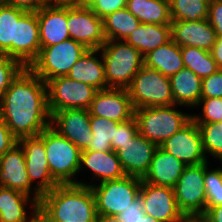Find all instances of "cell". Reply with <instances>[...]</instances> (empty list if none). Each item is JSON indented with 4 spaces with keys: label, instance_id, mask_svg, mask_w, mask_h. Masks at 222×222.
<instances>
[{
    "label": "cell",
    "instance_id": "obj_1",
    "mask_svg": "<svg viewBox=\"0 0 222 222\" xmlns=\"http://www.w3.org/2000/svg\"><path fill=\"white\" fill-rule=\"evenodd\" d=\"M0 117L17 140L38 136L51 126L46 83L24 68L3 94Z\"/></svg>",
    "mask_w": 222,
    "mask_h": 222
},
{
    "label": "cell",
    "instance_id": "obj_2",
    "mask_svg": "<svg viewBox=\"0 0 222 222\" xmlns=\"http://www.w3.org/2000/svg\"><path fill=\"white\" fill-rule=\"evenodd\" d=\"M38 209L51 222H89L97 219L95 197L90 186L58 185L41 196Z\"/></svg>",
    "mask_w": 222,
    "mask_h": 222
},
{
    "label": "cell",
    "instance_id": "obj_3",
    "mask_svg": "<svg viewBox=\"0 0 222 222\" xmlns=\"http://www.w3.org/2000/svg\"><path fill=\"white\" fill-rule=\"evenodd\" d=\"M99 52L104 63L107 88L127 89L144 66V56L125 41H106Z\"/></svg>",
    "mask_w": 222,
    "mask_h": 222
},
{
    "label": "cell",
    "instance_id": "obj_4",
    "mask_svg": "<svg viewBox=\"0 0 222 222\" xmlns=\"http://www.w3.org/2000/svg\"><path fill=\"white\" fill-rule=\"evenodd\" d=\"M39 136L44 140L46 159L53 179L59 185L77 184L74 176L79 173L82 151L51 126Z\"/></svg>",
    "mask_w": 222,
    "mask_h": 222
},
{
    "label": "cell",
    "instance_id": "obj_5",
    "mask_svg": "<svg viewBox=\"0 0 222 222\" xmlns=\"http://www.w3.org/2000/svg\"><path fill=\"white\" fill-rule=\"evenodd\" d=\"M175 104L135 109L138 133L160 146L192 120V114L175 109Z\"/></svg>",
    "mask_w": 222,
    "mask_h": 222
},
{
    "label": "cell",
    "instance_id": "obj_6",
    "mask_svg": "<svg viewBox=\"0 0 222 222\" xmlns=\"http://www.w3.org/2000/svg\"><path fill=\"white\" fill-rule=\"evenodd\" d=\"M142 178L128 176L117 180H108L97 183H83L77 185L90 186L95 197L97 214L118 216L139 197Z\"/></svg>",
    "mask_w": 222,
    "mask_h": 222
},
{
    "label": "cell",
    "instance_id": "obj_7",
    "mask_svg": "<svg viewBox=\"0 0 222 222\" xmlns=\"http://www.w3.org/2000/svg\"><path fill=\"white\" fill-rule=\"evenodd\" d=\"M87 51L83 44L70 38L53 46L41 47L28 68L46 83L50 79L67 76Z\"/></svg>",
    "mask_w": 222,
    "mask_h": 222
},
{
    "label": "cell",
    "instance_id": "obj_8",
    "mask_svg": "<svg viewBox=\"0 0 222 222\" xmlns=\"http://www.w3.org/2000/svg\"><path fill=\"white\" fill-rule=\"evenodd\" d=\"M134 109L174 105L169 77L143 66L127 88Z\"/></svg>",
    "mask_w": 222,
    "mask_h": 222
},
{
    "label": "cell",
    "instance_id": "obj_9",
    "mask_svg": "<svg viewBox=\"0 0 222 222\" xmlns=\"http://www.w3.org/2000/svg\"><path fill=\"white\" fill-rule=\"evenodd\" d=\"M48 110L50 115L66 109L89 110L97 89L77 82L68 76L50 79L46 82Z\"/></svg>",
    "mask_w": 222,
    "mask_h": 222
},
{
    "label": "cell",
    "instance_id": "obj_10",
    "mask_svg": "<svg viewBox=\"0 0 222 222\" xmlns=\"http://www.w3.org/2000/svg\"><path fill=\"white\" fill-rule=\"evenodd\" d=\"M173 189L177 206L187 219L206 213L204 163L185 166Z\"/></svg>",
    "mask_w": 222,
    "mask_h": 222
},
{
    "label": "cell",
    "instance_id": "obj_11",
    "mask_svg": "<svg viewBox=\"0 0 222 222\" xmlns=\"http://www.w3.org/2000/svg\"><path fill=\"white\" fill-rule=\"evenodd\" d=\"M17 143L24 152L26 170L31 184L37 180V185H33L35 190H33L32 198L39 203L43 194L59 185L49 170L44 140L38 135L21 138L17 140Z\"/></svg>",
    "mask_w": 222,
    "mask_h": 222
},
{
    "label": "cell",
    "instance_id": "obj_12",
    "mask_svg": "<svg viewBox=\"0 0 222 222\" xmlns=\"http://www.w3.org/2000/svg\"><path fill=\"white\" fill-rule=\"evenodd\" d=\"M67 24L70 38L87 49H100L106 42L103 19L88 6H67Z\"/></svg>",
    "mask_w": 222,
    "mask_h": 222
},
{
    "label": "cell",
    "instance_id": "obj_13",
    "mask_svg": "<svg viewBox=\"0 0 222 222\" xmlns=\"http://www.w3.org/2000/svg\"><path fill=\"white\" fill-rule=\"evenodd\" d=\"M139 196L144 213L160 222H187L177 206L174 189L142 181Z\"/></svg>",
    "mask_w": 222,
    "mask_h": 222
},
{
    "label": "cell",
    "instance_id": "obj_14",
    "mask_svg": "<svg viewBox=\"0 0 222 222\" xmlns=\"http://www.w3.org/2000/svg\"><path fill=\"white\" fill-rule=\"evenodd\" d=\"M160 147L186 166L208 162L203 151L200 130L193 120L164 141Z\"/></svg>",
    "mask_w": 222,
    "mask_h": 222
},
{
    "label": "cell",
    "instance_id": "obj_15",
    "mask_svg": "<svg viewBox=\"0 0 222 222\" xmlns=\"http://www.w3.org/2000/svg\"><path fill=\"white\" fill-rule=\"evenodd\" d=\"M51 127L81 151L89 147L93 138L90 112L86 109H66L54 112L51 115Z\"/></svg>",
    "mask_w": 222,
    "mask_h": 222
},
{
    "label": "cell",
    "instance_id": "obj_16",
    "mask_svg": "<svg viewBox=\"0 0 222 222\" xmlns=\"http://www.w3.org/2000/svg\"><path fill=\"white\" fill-rule=\"evenodd\" d=\"M89 112L91 116L124 122L134 117L135 109L127 89L106 88L97 90Z\"/></svg>",
    "mask_w": 222,
    "mask_h": 222
},
{
    "label": "cell",
    "instance_id": "obj_17",
    "mask_svg": "<svg viewBox=\"0 0 222 222\" xmlns=\"http://www.w3.org/2000/svg\"><path fill=\"white\" fill-rule=\"evenodd\" d=\"M158 146L137 133L116 151L126 175L143 178Z\"/></svg>",
    "mask_w": 222,
    "mask_h": 222
},
{
    "label": "cell",
    "instance_id": "obj_18",
    "mask_svg": "<svg viewBox=\"0 0 222 222\" xmlns=\"http://www.w3.org/2000/svg\"><path fill=\"white\" fill-rule=\"evenodd\" d=\"M0 186L32 198L33 186L27 174L24 152L18 143L0 157Z\"/></svg>",
    "mask_w": 222,
    "mask_h": 222
},
{
    "label": "cell",
    "instance_id": "obj_19",
    "mask_svg": "<svg viewBox=\"0 0 222 222\" xmlns=\"http://www.w3.org/2000/svg\"><path fill=\"white\" fill-rule=\"evenodd\" d=\"M41 47L53 46L70 39L67 6L43 5L37 11Z\"/></svg>",
    "mask_w": 222,
    "mask_h": 222
},
{
    "label": "cell",
    "instance_id": "obj_20",
    "mask_svg": "<svg viewBox=\"0 0 222 222\" xmlns=\"http://www.w3.org/2000/svg\"><path fill=\"white\" fill-rule=\"evenodd\" d=\"M171 39L180 47L190 46L211 51L216 33L208 19L199 21H172Z\"/></svg>",
    "mask_w": 222,
    "mask_h": 222
},
{
    "label": "cell",
    "instance_id": "obj_21",
    "mask_svg": "<svg viewBox=\"0 0 222 222\" xmlns=\"http://www.w3.org/2000/svg\"><path fill=\"white\" fill-rule=\"evenodd\" d=\"M40 49L37 12H26L17 22L16 60L28 68Z\"/></svg>",
    "mask_w": 222,
    "mask_h": 222
},
{
    "label": "cell",
    "instance_id": "obj_22",
    "mask_svg": "<svg viewBox=\"0 0 222 222\" xmlns=\"http://www.w3.org/2000/svg\"><path fill=\"white\" fill-rule=\"evenodd\" d=\"M186 165L160 146L154 152L148 172L142 181L156 186L174 187Z\"/></svg>",
    "mask_w": 222,
    "mask_h": 222
},
{
    "label": "cell",
    "instance_id": "obj_23",
    "mask_svg": "<svg viewBox=\"0 0 222 222\" xmlns=\"http://www.w3.org/2000/svg\"><path fill=\"white\" fill-rule=\"evenodd\" d=\"M88 168L93 172V179L100 183L108 180H117L126 176L121 162L114 151H91L81 152L79 172Z\"/></svg>",
    "mask_w": 222,
    "mask_h": 222
},
{
    "label": "cell",
    "instance_id": "obj_24",
    "mask_svg": "<svg viewBox=\"0 0 222 222\" xmlns=\"http://www.w3.org/2000/svg\"><path fill=\"white\" fill-rule=\"evenodd\" d=\"M98 49H88V51L72 66L69 78L93 86L97 90L107 88L106 74L102 54L99 56ZM97 56V57H96Z\"/></svg>",
    "mask_w": 222,
    "mask_h": 222
},
{
    "label": "cell",
    "instance_id": "obj_25",
    "mask_svg": "<svg viewBox=\"0 0 222 222\" xmlns=\"http://www.w3.org/2000/svg\"><path fill=\"white\" fill-rule=\"evenodd\" d=\"M169 79L174 104L190 108L197 107L201 99L202 79L186 67Z\"/></svg>",
    "mask_w": 222,
    "mask_h": 222
},
{
    "label": "cell",
    "instance_id": "obj_26",
    "mask_svg": "<svg viewBox=\"0 0 222 222\" xmlns=\"http://www.w3.org/2000/svg\"><path fill=\"white\" fill-rule=\"evenodd\" d=\"M28 204H31L32 210L38 209L39 203L35 199H30V196L20 191L0 186V222H29L31 217L25 209Z\"/></svg>",
    "mask_w": 222,
    "mask_h": 222
},
{
    "label": "cell",
    "instance_id": "obj_27",
    "mask_svg": "<svg viewBox=\"0 0 222 222\" xmlns=\"http://www.w3.org/2000/svg\"><path fill=\"white\" fill-rule=\"evenodd\" d=\"M171 40V26L140 23L125 42L143 56Z\"/></svg>",
    "mask_w": 222,
    "mask_h": 222
},
{
    "label": "cell",
    "instance_id": "obj_28",
    "mask_svg": "<svg viewBox=\"0 0 222 222\" xmlns=\"http://www.w3.org/2000/svg\"><path fill=\"white\" fill-rule=\"evenodd\" d=\"M144 66L157 70L170 78L185 67L181 47L171 39L166 44L146 54L144 56Z\"/></svg>",
    "mask_w": 222,
    "mask_h": 222
},
{
    "label": "cell",
    "instance_id": "obj_29",
    "mask_svg": "<svg viewBox=\"0 0 222 222\" xmlns=\"http://www.w3.org/2000/svg\"><path fill=\"white\" fill-rule=\"evenodd\" d=\"M126 8L145 24L170 25L169 0H127Z\"/></svg>",
    "mask_w": 222,
    "mask_h": 222
},
{
    "label": "cell",
    "instance_id": "obj_30",
    "mask_svg": "<svg viewBox=\"0 0 222 222\" xmlns=\"http://www.w3.org/2000/svg\"><path fill=\"white\" fill-rule=\"evenodd\" d=\"M27 11L14 6L0 5V53L16 59L17 22Z\"/></svg>",
    "mask_w": 222,
    "mask_h": 222
},
{
    "label": "cell",
    "instance_id": "obj_31",
    "mask_svg": "<svg viewBox=\"0 0 222 222\" xmlns=\"http://www.w3.org/2000/svg\"><path fill=\"white\" fill-rule=\"evenodd\" d=\"M140 23L127 8L117 10L103 18L104 37L106 41H125Z\"/></svg>",
    "mask_w": 222,
    "mask_h": 222
},
{
    "label": "cell",
    "instance_id": "obj_32",
    "mask_svg": "<svg viewBox=\"0 0 222 222\" xmlns=\"http://www.w3.org/2000/svg\"><path fill=\"white\" fill-rule=\"evenodd\" d=\"M181 55L184 66L194 72L199 78L204 79L219 70L211 52L204 49L183 46Z\"/></svg>",
    "mask_w": 222,
    "mask_h": 222
},
{
    "label": "cell",
    "instance_id": "obj_33",
    "mask_svg": "<svg viewBox=\"0 0 222 222\" xmlns=\"http://www.w3.org/2000/svg\"><path fill=\"white\" fill-rule=\"evenodd\" d=\"M211 0H169L172 21H199L208 18Z\"/></svg>",
    "mask_w": 222,
    "mask_h": 222
},
{
    "label": "cell",
    "instance_id": "obj_34",
    "mask_svg": "<svg viewBox=\"0 0 222 222\" xmlns=\"http://www.w3.org/2000/svg\"><path fill=\"white\" fill-rule=\"evenodd\" d=\"M120 122L90 115V128L93 134L91 143L86 150L91 151H113L111 141L114 138L115 130Z\"/></svg>",
    "mask_w": 222,
    "mask_h": 222
},
{
    "label": "cell",
    "instance_id": "obj_35",
    "mask_svg": "<svg viewBox=\"0 0 222 222\" xmlns=\"http://www.w3.org/2000/svg\"><path fill=\"white\" fill-rule=\"evenodd\" d=\"M196 124L201 133L205 156L209 154L220 160L222 164V122Z\"/></svg>",
    "mask_w": 222,
    "mask_h": 222
},
{
    "label": "cell",
    "instance_id": "obj_36",
    "mask_svg": "<svg viewBox=\"0 0 222 222\" xmlns=\"http://www.w3.org/2000/svg\"><path fill=\"white\" fill-rule=\"evenodd\" d=\"M202 105V115L193 114L195 123H219L222 122V98H201L197 106Z\"/></svg>",
    "mask_w": 222,
    "mask_h": 222
},
{
    "label": "cell",
    "instance_id": "obj_37",
    "mask_svg": "<svg viewBox=\"0 0 222 222\" xmlns=\"http://www.w3.org/2000/svg\"><path fill=\"white\" fill-rule=\"evenodd\" d=\"M24 68L16 59L0 53V102L4 92Z\"/></svg>",
    "mask_w": 222,
    "mask_h": 222
},
{
    "label": "cell",
    "instance_id": "obj_38",
    "mask_svg": "<svg viewBox=\"0 0 222 222\" xmlns=\"http://www.w3.org/2000/svg\"><path fill=\"white\" fill-rule=\"evenodd\" d=\"M138 133L136 119L133 117L127 121L120 122L115 130L114 138L111 141V148L116 152L121 145L129 142Z\"/></svg>",
    "mask_w": 222,
    "mask_h": 222
},
{
    "label": "cell",
    "instance_id": "obj_39",
    "mask_svg": "<svg viewBox=\"0 0 222 222\" xmlns=\"http://www.w3.org/2000/svg\"><path fill=\"white\" fill-rule=\"evenodd\" d=\"M201 98H222V69L202 79Z\"/></svg>",
    "mask_w": 222,
    "mask_h": 222
},
{
    "label": "cell",
    "instance_id": "obj_40",
    "mask_svg": "<svg viewBox=\"0 0 222 222\" xmlns=\"http://www.w3.org/2000/svg\"><path fill=\"white\" fill-rule=\"evenodd\" d=\"M126 5L127 0H93L88 7L103 19L110 13L126 8Z\"/></svg>",
    "mask_w": 222,
    "mask_h": 222
},
{
    "label": "cell",
    "instance_id": "obj_41",
    "mask_svg": "<svg viewBox=\"0 0 222 222\" xmlns=\"http://www.w3.org/2000/svg\"><path fill=\"white\" fill-rule=\"evenodd\" d=\"M118 217L121 222H143L144 210L141 197H137Z\"/></svg>",
    "mask_w": 222,
    "mask_h": 222
},
{
    "label": "cell",
    "instance_id": "obj_42",
    "mask_svg": "<svg viewBox=\"0 0 222 222\" xmlns=\"http://www.w3.org/2000/svg\"><path fill=\"white\" fill-rule=\"evenodd\" d=\"M209 24L217 37H222V0H211L208 13Z\"/></svg>",
    "mask_w": 222,
    "mask_h": 222
},
{
    "label": "cell",
    "instance_id": "obj_43",
    "mask_svg": "<svg viewBox=\"0 0 222 222\" xmlns=\"http://www.w3.org/2000/svg\"><path fill=\"white\" fill-rule=\"evenodd\" d=\"M209 162H204V186L205 190L222 189V168L219 166L214 170L208 167Z\"/></svg>",
    "mask_w": 222,
    "mask_h": 222
},
{
    "label": "cell",
    "instance_id": "obj_44",
    "mask_svg": "<svg viewBox=\"0 0 222 222\" xmlns=\"http://www.w3.org/2000/svg\"><path fill=\"white\" fill-rule=\"evenodd\" d=\"M17 144V139L0 117V157Z\"/></svg>",
    "mask_w": 222,
    "mask_h": 222
},
{
    "label": "cell",
    "instance_id": "obj_45",
    "mask_svg": "<svg viewBox=\"0 0 222 222\" xmlns=\"http://www.w3.org/2000/svg\"><path fill=\"white\" fill-rule=\"evenodd\" d=\"M6 4L27 12H37L45 5L41 0H6Z\"/></svg>",
    "mask_w": 222,
    "mask_h": 222
},
{
    "label": "cell",
    "instance_id": "obj_46",
    "mask_svg": "<svg viewBox=\"0 0 222 222\" xmlns=\"http://www.w3.org/2000/svg\"><path fill=\"white\" fill-rule=\"evenodd\" d=\"M219 205H222V189L206 190V212Z\"/></svg>",
    "mask_w": 222,
    "mask_h": 222
},
{
    "label": "cell",
    "instance_id": "obj_47",
    "mask_svg": "<svg viewBox=\"0 0 222 222\" xmlns=\"http://www.w3.org/2000/svg\"><path fill=\"white\" fill-rule=\"evenodd\" d=\"M210 52L218 68L222 69V37L216 38V42Z\"/></svg>",
    "mask_w": 222,
    "mask_h": 222
},
{
    "label": "cell",
    "instance_id": "obj_48",
    "mask_svg": "<svg viewBox=\"0 0 222 222\" xmlns=\"http://www.w3.org/2000/svg\"><path fill=\"white\" fill-rule=\"evenodd\" d=\"M203 216L209 222H222V205L211 207Z\"/></svg>",
    "mask_w": 222,
    "mask_h": 222
},
{
    "label": "cell",
    "instance_id": "obj_49",
    "mask_svg": "<svg viewBox=\"0 0 222 222\" xmlns=\"http://www.w3.org/2000/svg\"><path fill=\"white\" fill-rule=\"evenodd\" d=\"M29 222H51L39 209H33Z\"/></svg>",
    "mask_w": 222,
    "mask_h": 222
},
{
    "label": "cell",
    "instance_id": "obj_50",
    "mask_svg": "<svg viewBox=\"0 0 222 222\" xmlns=\"http://www.w3.org/2000/svg\"><path fill=\"white\" fill-rule=\"evenodd\" d=\"M79 0H53V6H76Z\"/></svg>",
    "mask_w": 222,
    "mask_h": 222
},
{
    "label": "cell",
    "instance_id": "obj_51",
    "mask_svg": "<svg viewBox=\"0 0 222 222\" xmlns=\"http://www.w3.org/2000/svg\"><path fill=\"white\" fill-rule=\"evenodd\" d=\"M96 222H121L118 216H105L97 214Z\"/></svg>",
    "mask_w": 222,
    "mask_h": 222
},
{
    "label": "cell",
    "instance_id": "obj_52",
    "mask_svg": "<svg viewBox=\"0 0 222 222\" xmlns=\"http://www.w3.org/2000/svg\"><path fill=\"white\" fill-rule=\"evenodd\" d=\"M187 222H209L203 215L193 216L187 219Z\"/></svg>",
    "mask_w": 222,
    "mask_h": 222
},
{
    "label": "cell",
    "instance_id": "obj_53",
    "mask_svg": "<svg viewBox=\"0 0 222 222\" xmlns=\"http://www.w3.org/2000/svg\"><path fill=\"white\" fill-rule=\"evenodd\" d=\"M143 222H160V221L144 213Z\"/></svg>",
    "mask_w": 222,
    "mask_h": 222
},
{
    "label": "cell",
    "instance_id": "obj_54",
    "mask_svg": "<svg viewBox=\"0 0 222 222\" xmlns=\"http://www.w3.org/2000/svg\"><path fill=\"white\" fill-rule=\"evenodd\" d=\"M93 0H79V5L88 6Z\"/></svg>",
    "mask_w": 222,
    "mask_h": 222
},
{
    "label": "cell",
    "instance_id": "obj_55",
    "mask_svg": "<svg viewBox=\"0 0 222 222\" xmlns=\"http://www.w3.org/2000/svg\"><path fill=\"white\" fill-rule=\"evenodd\" d=\"M45 5H52L53 6V0H41Z\"/></svg>",
    "mask_w": 222,
    "mask_h": 222
},
{
    "label": "cell",
    "instance_id": "obj_56",
    "mask_svg": "<svg viewBox=\"0 0 222 222\" xmlns=\"http://www.w3.org/2000/svg\"><path fill=\"white\" fill-rule=\"evenodd\" d=\"M6 4V0H0V5Z\"/></svg>",
    "mask_w": 222,
    "mask_h": 222
}]
</instances>
